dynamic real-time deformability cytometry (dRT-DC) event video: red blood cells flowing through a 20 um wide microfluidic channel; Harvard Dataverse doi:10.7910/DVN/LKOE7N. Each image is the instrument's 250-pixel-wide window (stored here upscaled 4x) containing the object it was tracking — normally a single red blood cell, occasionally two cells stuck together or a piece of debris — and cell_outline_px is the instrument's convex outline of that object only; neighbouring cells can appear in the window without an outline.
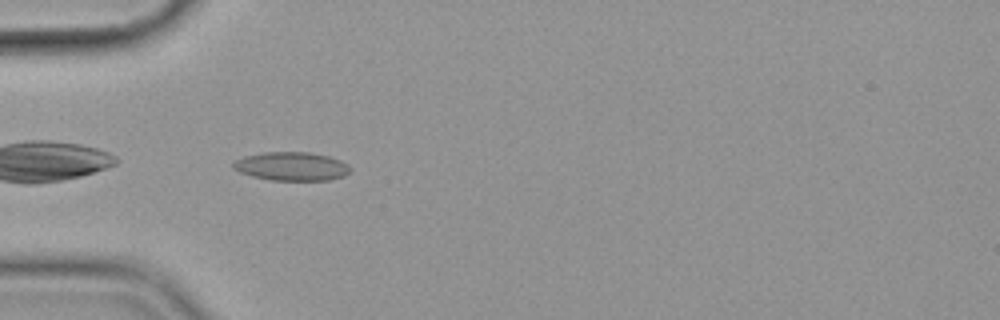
{"species": "common noctule bat (a hibernating species)", "species_latin": "Nyctalus noctula", "temperature_condition": "cold", "stored_images_in_passage": 41, "camera_frame_rate_fps": 3000, "um_per_image_px": 0.085, "animal": {"sex": "female", "body_mass_g": 19.9}, "frame": {"image": 1, "passage_image": 2, "time_ms": 0.333, "image_size_px": [1000, 320], "cell_outline_px": [[352, 168], [344, 176], [328, 180], [272, 180], [252, 176], [240, 172], [232, 168], [232, 164], [236, 160], [244, 156], [264, 152], [308, 152], [328, 156], [340, 160], [348, 164]], "centroid_in_image_um": [24.79, 14.13], "position_along_channel_um": 60.2, "area_um2": 19.48}}
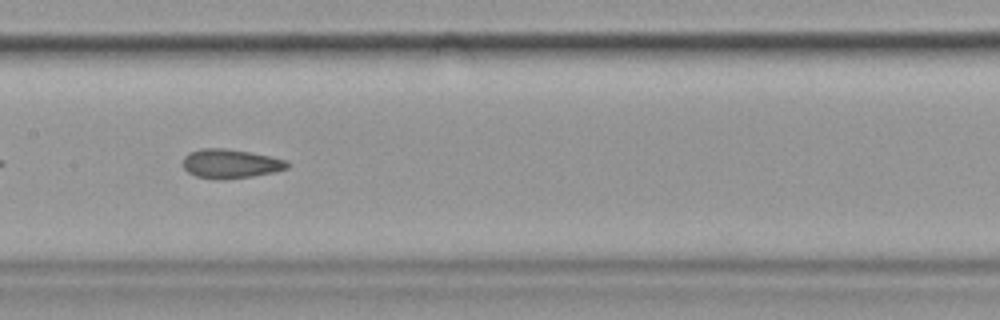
{"frame": {"image": 2, "passage_image": 13, "time_ms": 4.0, "image_size_px": [1000, 320], "cell_outline_px": [[288, 168], [276, 172], [252, 176], [220, 180], [196, 176], [188, 172], [184, 168], [184, 156], [188, 152], [200, 148], [224, 148], [248, 152], [288, 160]], "centroid_in_image_um": [19.58, 13.91], "position_along_channel_um": 187.8, "area_um2": 17.69}}
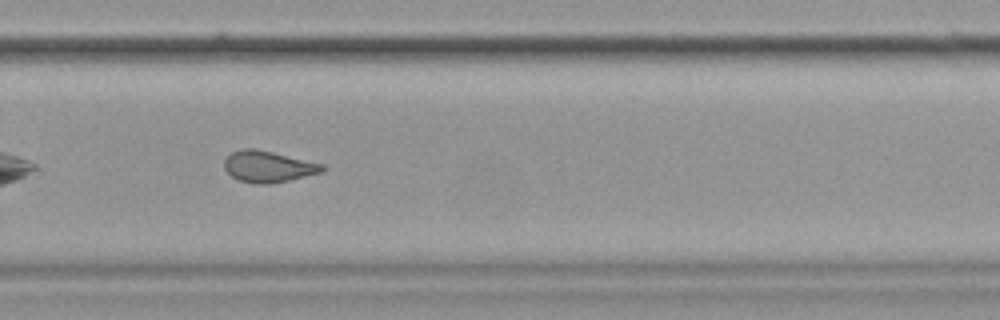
{"frame": {"image": 3, "passage_image": 23, "time_ms": 7.333, "image_size_px": [1000, 320], "cell_outline_px": [[324, 172], [288, 180], [268, 184], [256, 184], [240, 180], [232, 176], [224, 168], [224, 160], [232, 152], [240, 148], [256, 148], [324, 164]], "centroid_in_image_um": [22.79, 14.15], "position_along_channel_um": 307.0, "area_um2": 17.86}, "authors_computed_cell_mechanics": {"area_um2": 18.2648, "velocity_mm_per_s": 3.5883, "shape_relaxation_time_tau1_ms": null, "shape_relaxation_time_tau2_ms": 2.0015, "deformation_change_tau1": null, "deformation_change_tau2": 0.076}}